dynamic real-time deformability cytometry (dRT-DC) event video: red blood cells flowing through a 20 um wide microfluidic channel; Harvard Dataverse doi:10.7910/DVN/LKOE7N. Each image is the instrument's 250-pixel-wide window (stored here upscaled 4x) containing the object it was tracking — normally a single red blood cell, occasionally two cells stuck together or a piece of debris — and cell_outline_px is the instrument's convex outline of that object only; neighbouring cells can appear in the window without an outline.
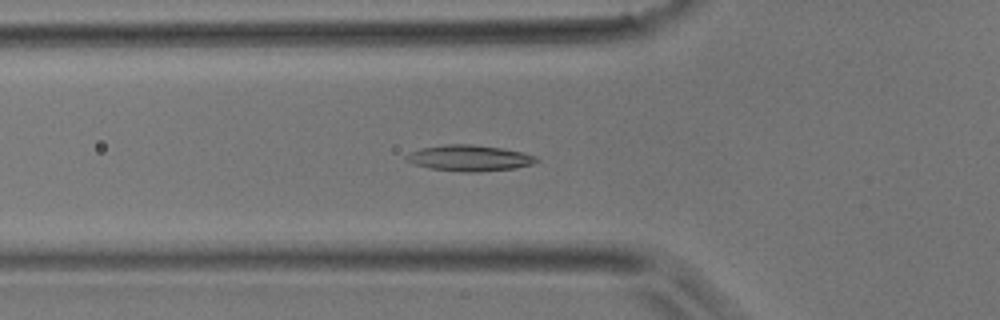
{"species": "common noctule bat (a hibernating species)", "species_latin": "Nyctalus noctula", "temperature_condition": "room temperature", "stored_images_in_passage": 24, "camera_frame_rate_fps": 3000, "um_per_image_px": 0.085, "animal": {"sex": "male", "body_mass_g": 17.9}, "frame": {"image": 1, "passage_image": 4, "time_ms": 1.0, "image_size_px": [1000, 320], "cell_outline_px": [[540, 160], [532, 164], [516, 168], [476, 172], [464, 172], [428, 168], [404, 160], [404, 156], [408, 152], [420, 148], [444, 144], [472, 144], [500, 148], [524, 152], [536, 156]], "centroid_in_image_um": [39.87, 13.43], "position_along_channel_um": 85.9, "area_um2": 19.88}}
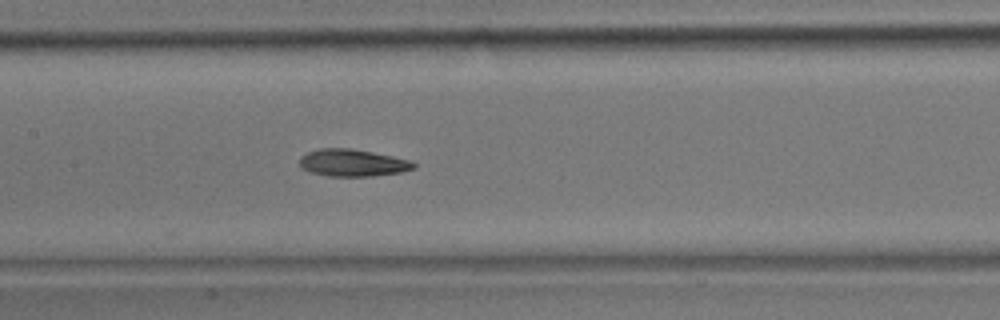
{"frame": {"image": 2, "passage_image": 10, "time_ms": 3.0, "image_size_px": [1000, 320], "cell_outline_px": [[416, 168], [400, 172], [372, 176], [328, 176], [312, 172], [300, 168], [300, 156], [308, 152], [320, 148], [352, 148], [392, 156], [408, 160], [416, 164]], "centroid_in_image_um": [29.95, 13.84], "position_along_channel_um": 177.5, "area_um2": 17.98}}
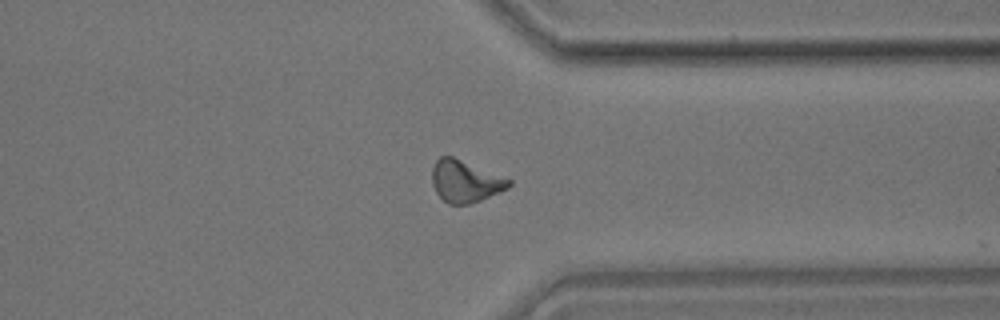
{"frame": {"image": 3, "passage_image": 23, "time_ms": 7.333, "image_size_px": [1000, 320], "cell_outline_px": [[512, 184], [508, 188], [500, 192], [480, 200], [468, 204], [448, 204], [436, 192], [432, 184], [432, 168], [436, 160], [440, 156], [452, 156], [512, 180]], "centroid_in_image_um": [39.53, 15.41], "position_along_channel_um": 371.9, "area_um2": 18.61}}